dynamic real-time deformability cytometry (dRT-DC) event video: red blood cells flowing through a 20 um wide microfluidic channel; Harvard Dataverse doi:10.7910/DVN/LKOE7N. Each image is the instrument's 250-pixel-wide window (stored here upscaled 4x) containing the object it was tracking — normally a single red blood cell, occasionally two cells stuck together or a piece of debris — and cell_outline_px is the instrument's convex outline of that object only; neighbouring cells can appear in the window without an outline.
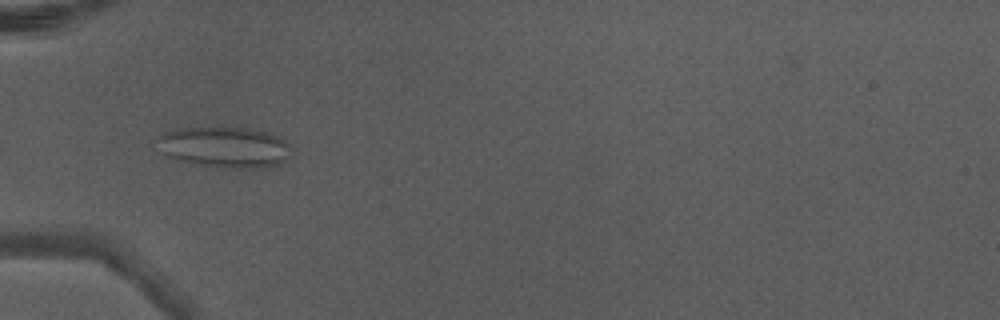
{"species": "Egyptian fruit bat (a non-hibernating species)", "species_latin": "Rousettus aegyptiacus", "temperature_condition": "warm", "stored_images_in_passage": 5, "camera_frame_rate_fps": 3000, "um_per_image_px": 0.085, "animal": {"sex": "male"}, "frame": {"image": 1, "passage_image": 4, "time_ms": 1.0, "image_size_px": [1000, 320], "cell_outline_px": [[296, 148], [280, 164], [264, 168], [224, 168], [192, 164], [168, 156], [156, 144], [156, 140], [160, 136], [168, 132], [180, 128], [244, 128], [268, 132], [284, 140]], "centroid_in_image_um": [19.16, 12.53], "position_along_channel_um": 65.8, "area_um2": 31.96}}